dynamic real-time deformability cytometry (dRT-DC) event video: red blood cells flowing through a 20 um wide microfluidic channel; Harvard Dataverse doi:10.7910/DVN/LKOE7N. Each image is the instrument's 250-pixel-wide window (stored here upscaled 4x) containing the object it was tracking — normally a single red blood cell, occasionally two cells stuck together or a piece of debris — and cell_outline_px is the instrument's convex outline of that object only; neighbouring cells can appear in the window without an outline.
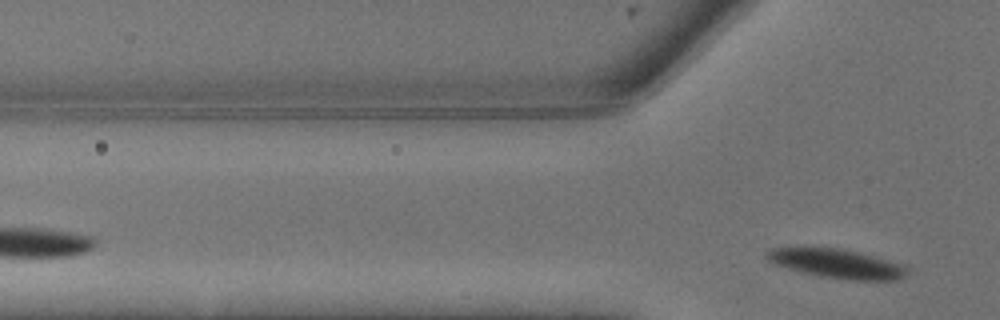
{"species": "common noctule bat (a hibernating species)", "species_latin": "Nyctalus noctula", "temperature_condition": "warm", "stored_images_in_passage": 4, "segment_of_instrument_passage": [2, 2], "camera_frame_rate_fps": 3000, "um_per_image_px": 0.085, "animal": {"sex": "male", "body_mass_g": 13.3}, "frame": {"image": 1, "passage_image": 4, "time_ms": 1.0, "image_size_px": [1000, 320], "cell_outline_px": [[908, 272], [904, 276], [896, 280], [852, 280], [820, 276], [772, 264], [764, 256], [764, 252], [772, 248], [836, 248], [856, 252], [904, 264], [908, 268]], "centroid_in_image_um": [71.12, 22.41], "position_along_channel_um": 54.7, "area_um2": 23.52}}